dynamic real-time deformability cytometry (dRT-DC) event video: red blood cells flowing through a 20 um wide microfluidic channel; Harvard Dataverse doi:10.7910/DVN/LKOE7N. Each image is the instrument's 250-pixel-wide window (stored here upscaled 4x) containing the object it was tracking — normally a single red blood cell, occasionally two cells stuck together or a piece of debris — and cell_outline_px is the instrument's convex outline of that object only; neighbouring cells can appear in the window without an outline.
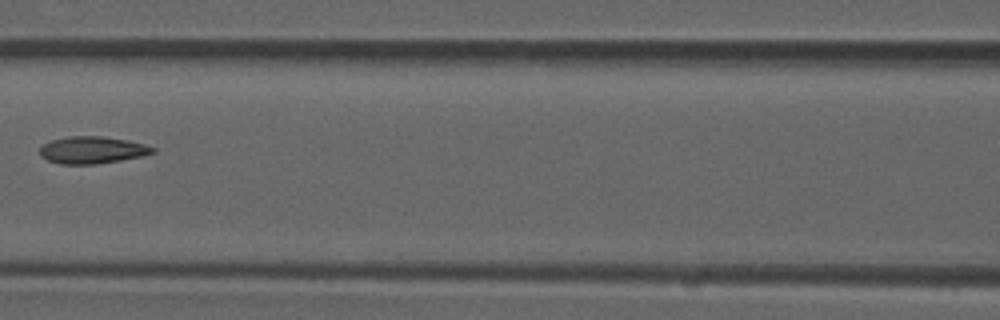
{"species": "common noctule bat (a hibernating species)", "species_latin": "Nyctalus noctula", "temperature_condition": "room temperature", "stored_images_in_passage": 8, "camera_frame_rate_fps": 3000, "um_per_image_px": 0.085, "animal": {"sex": "male", "forearm_length_mm": 52.5}, "frame": {"image": 1, "passage_image": 7, "time_ms": 2.0, "image_size_px": [1000, 320], "cell_outline_px": [[156, 152], [144, 156], [96, 164], [60, 164], [48, 160], [40, 156], [40, 148], [44, 144], [52, 140], [68, 136], [100, 136], [128, 140], [144, 144], [156, 148]], "centroid_in_image_um": [7.86, 12.75], "position_along_channel_um": 158.7, "area_um2": 17.86}}
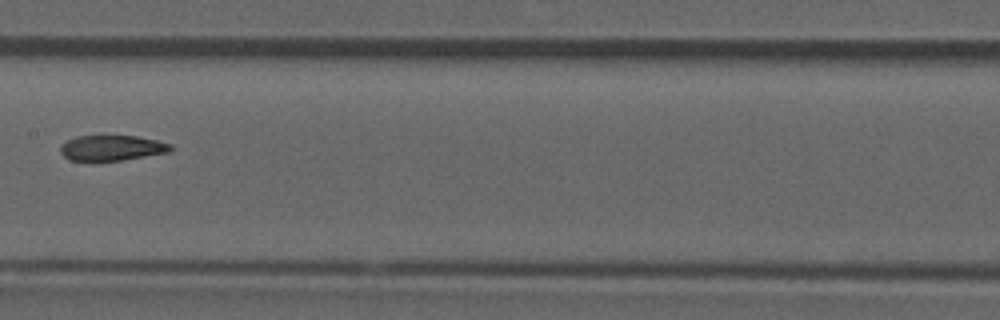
{"frame": {"image": 2, "passage_image": 8, "time_ms": 2.333, "image_size_px": [1000, 320], "cell_outline_px": [[172, 148], [168, 152], [120, 160], [68, 160], [60, 152], [60, 148], [68, 140], [76, 136], [100, 132], [136, 136], [156, 140], [172, 144]], "centroid_in_image_um": [9.47, 12.51], "position_along_channel_um": 197.9, "area_um2": 16.82}}